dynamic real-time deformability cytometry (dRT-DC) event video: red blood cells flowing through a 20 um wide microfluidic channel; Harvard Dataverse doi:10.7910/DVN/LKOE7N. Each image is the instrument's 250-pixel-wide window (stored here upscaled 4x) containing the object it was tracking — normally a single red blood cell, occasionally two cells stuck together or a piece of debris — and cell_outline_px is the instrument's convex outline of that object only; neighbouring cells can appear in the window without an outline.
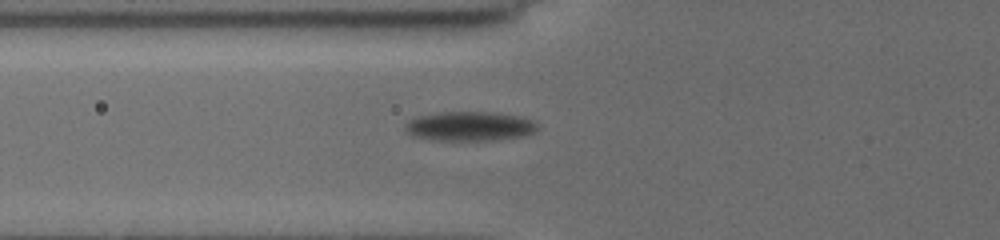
{"species": "common noctule bat (a hibernating species)", "species_latin": "Nyctalus noctula", "temperature_condition": "cold", "stored_images_in_passage": 6, "camera_frame_rate_fps": 3000, "um_per_image_px": 0.085, "animal": {"sex": "female", "body_mass_g": 19.5, "forearm_length_mm": 54.1}, "frame": {"image": 1, "passage_image": 6, "time_ms": 5.0, "image_size_px": [1000, 240], "cell_outline_px": [[540, 128], [536, 132], [524, 136], [492, 140], [440, 140], [412, 136], [404, 128], [408, 120], [416, 116], [440, 112], [496, 112], [520, 116], [532, 120]], "centroid_in_image_um": [39.95, 10.72], "position_along_channel_um": 85.8, "area_um2": 22.77}}